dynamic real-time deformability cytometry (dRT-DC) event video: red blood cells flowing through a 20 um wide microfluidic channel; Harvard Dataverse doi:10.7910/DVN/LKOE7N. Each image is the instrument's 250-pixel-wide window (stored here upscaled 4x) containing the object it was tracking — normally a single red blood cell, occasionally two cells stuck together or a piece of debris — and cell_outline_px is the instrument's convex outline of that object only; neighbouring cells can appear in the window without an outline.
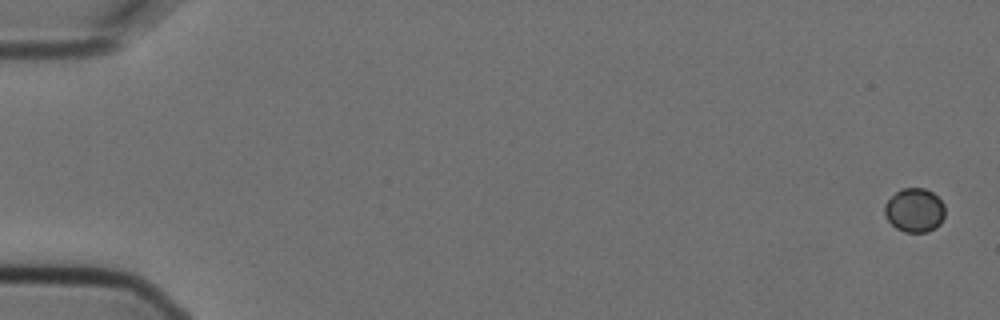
{"species": "Egyptian fruit bat (a non-hibernating species)", "species_latin": "Rousettus aegyptiacus", "temperature_condition": "cold", "stored_images_in_passage": 3, "camera_frame_rate_fps": 3000, "um_per_image_px": 0.085, "animal": {"sex": "female"}, "frame": {"image": 1, "passage_image": 1, "time_ms": 0.0, "image_size_px": [1000, 320], "cell_outline_px": [[944, 216], [940, 224], [936, 228], [924, 232], [904, 232], [896, 228], [888, 220], [884, 212], [884, 204], [900, 188], [924, 188], [932, 192], [944, 204]], "centroid_in_image_um": [77.73, 17.87], "position_along_channel_um": 7.3, "area_um2": 15.43}}